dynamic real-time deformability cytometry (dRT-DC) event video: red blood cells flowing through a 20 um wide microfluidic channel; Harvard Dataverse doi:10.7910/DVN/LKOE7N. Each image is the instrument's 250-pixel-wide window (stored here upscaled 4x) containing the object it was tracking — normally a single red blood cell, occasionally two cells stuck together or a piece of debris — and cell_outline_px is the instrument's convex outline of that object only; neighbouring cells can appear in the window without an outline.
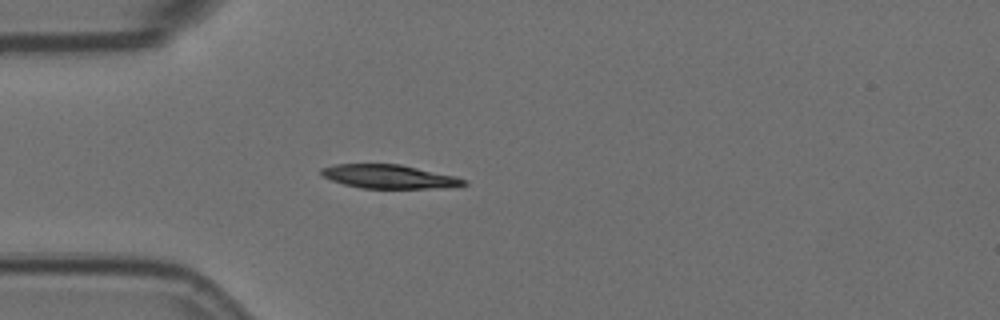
{"species": "Egyptian fruit bat (a non-hibernating species)", "species_latin": "Rousettus aegyptiacus", "temperature_condition": "room temperature", "stored_images_in_passage": 1, "camera_frame_rate_fps": 3000, "um_per_image_px": 0.085, "animal": {"sex": "female"}, "frame": {"image": 1, "passage_image": 1, "time_ms": 0.0, "image_size_px": [1000, 320], "cell_outline_px": [[468, 184], [456, 188], [360, 188], [344, 184], [332, 180], [324, 176], [320, 172], [320, 168], [336, 164], [400, 164], [456, 176], [468, 180]], "centroid_in_image_um": [33.16, 15.02], "position_along_channel_um": 51.8, "area_um2": 19.88}}